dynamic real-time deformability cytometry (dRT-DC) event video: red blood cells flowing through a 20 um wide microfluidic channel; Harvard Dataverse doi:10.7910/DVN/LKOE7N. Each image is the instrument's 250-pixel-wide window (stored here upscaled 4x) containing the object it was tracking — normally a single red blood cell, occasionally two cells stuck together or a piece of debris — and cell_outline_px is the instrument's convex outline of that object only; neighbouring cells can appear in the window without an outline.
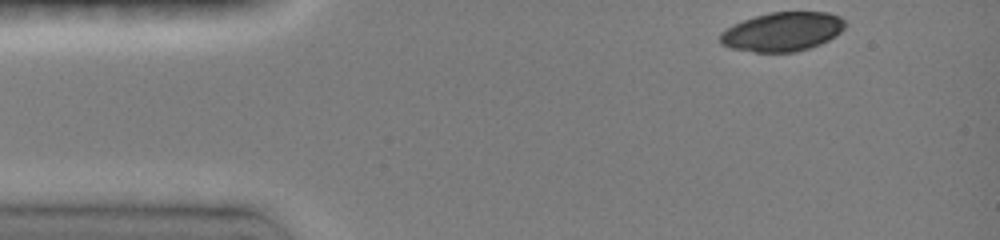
{"species": "common noctule bat (a hibernating species)", "species_latin": "Nyctalus noctula", "temperature_condition": "room temperature", "stored_images_in_passage": 54, "camera_frame_rate_fps": 3000, "um_per_image_px": 0.085, "animal": {"sex": "female", "body_mass_g": 19.0, "forearm_length_mm": 51.5}, "frame": {"image": 1, "passage_image": 1, "time_ms": 0.0, "image_size_px": [1000, 240], "cell_outline_px": [[844, 28], [836, 36], [820, 44], [796, 52], [756, 52], [732, 48], [720, 44], [720, 32], [732, 24], [768, 12], [828, 12], [840, 16], [844, 20]], "centroid_in_image_um": [66.5, 2.69], "position_along_channel_um": 18.5, "area_um2": 28.44}}
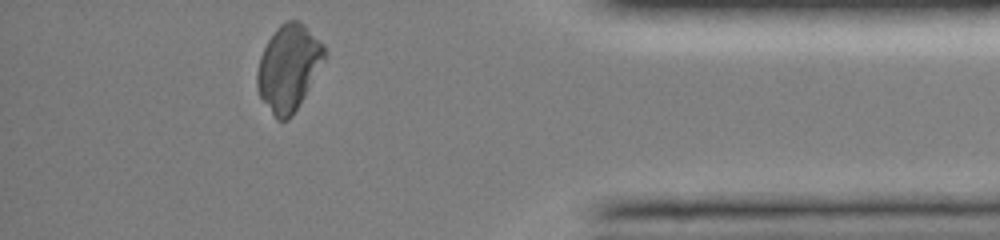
{"frame": {"image": 2, "passage_image": 53, "time_ms": 12.0, "image_size_px": [1000, 240], "cell_outline_px": [[328, 56], [292, 116], [288, 120], [276, 120], [260, 96], [256, 88], [256, 72], [260, 56], [268, 40], [276, 28], [280, 24], [288, 20], [300, 20], [324, 44]], "centroid_in_image_um": [24.54, 5.74], "position_along_channel_um": 410.7, "area_um2": 33.99}}